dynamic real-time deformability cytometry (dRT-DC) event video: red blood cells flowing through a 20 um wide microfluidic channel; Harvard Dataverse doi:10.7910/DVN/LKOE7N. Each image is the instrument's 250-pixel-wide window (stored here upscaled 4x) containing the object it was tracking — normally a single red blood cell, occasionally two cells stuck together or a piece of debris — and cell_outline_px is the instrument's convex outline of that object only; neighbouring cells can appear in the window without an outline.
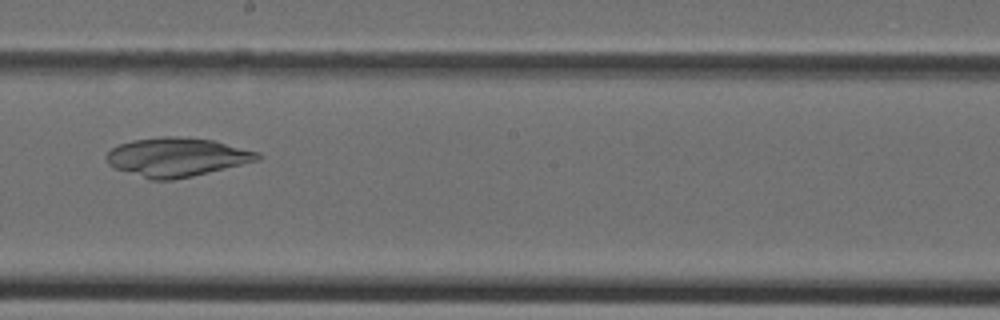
{"species": "Egyptian fruit bat (a non-hibernating species)", "species_latin": "Rousettus aegyptiacus", "temperature_condition": "cold", "stored_images_in_passage": 39, "camera_frame_rate_fps": 3000, "um_per_image_px": 0.085, "animal": {"sex": "female"}, "frame": {"image": 1, "passage_image": 22, "time_ms": 7.0, "image_size_px": [1000, 320], "cell_outline_px": [[264, 156], [260, 160], [192, 176], [172, 180], [152, 180], [116, 168], [108, 164], [104, 156], [112, 148], [120, 144], [132, 140], [160, 136], [176, 136], [212, 140], [260, 152]], "centroid_in_image_um": [15.04, 13.35], "position_along_channel_um": 233.2, "area_um2": 34.16}}
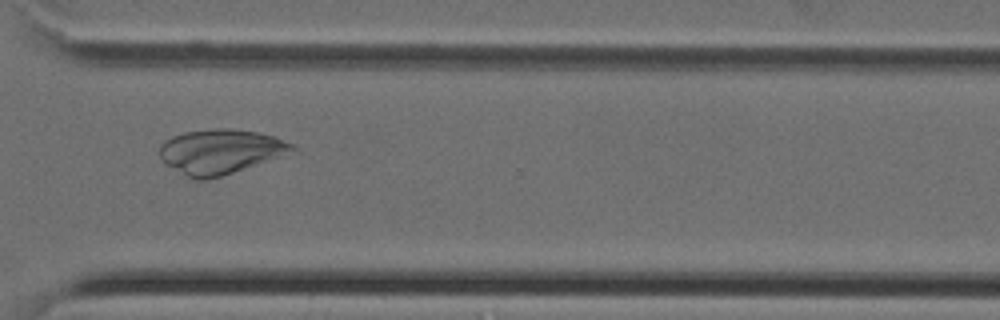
{"frame": {"image": 2, "passage_image": 29, "time_ms": 9.333, "image_size_px": [1000, 320], "cell_outline_px": [[300, 152], [208, 180], [196, 180], [188, 176], [160, 160], [160, 144], [164, 140], [172, 136], [184, 132], [216, 128], [232, 128], [256, 132], [272, 136], [292, 144], [300, 148]], "centroid_in_image_um": [18.82, 12.88], "position_along_channel_um": 351.8, "area_um2": 34.97}}
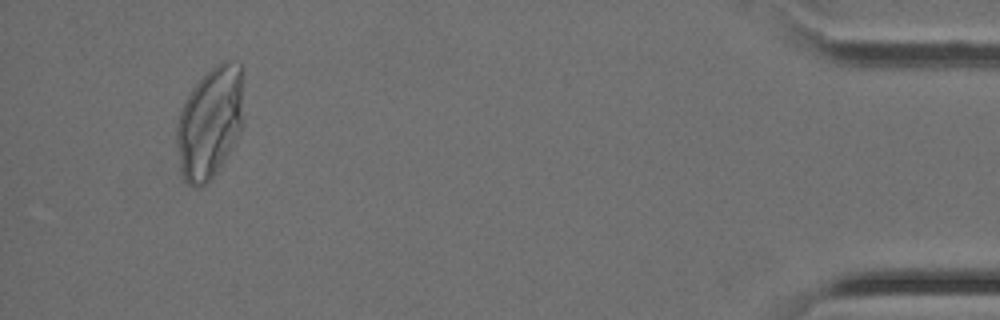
{"frame": {"image": 3, "passage_image": 37, "time_ms": 12.0, "image_size_px": [1000, 320], "cell_outline_px": [[244, 124], [224, 160], [216, 172], [200, 188], [192, 188], [184, 180], [180, 172], [176, 144], [176, 120], [180, 108], [192, 88], [220, 60], [232, 60], [240, 64], [244, 72]], "centroid_in_image_um": [17.86, 10.38], "position_along_channel_um": 417.3, "area_um2": 44.56}}